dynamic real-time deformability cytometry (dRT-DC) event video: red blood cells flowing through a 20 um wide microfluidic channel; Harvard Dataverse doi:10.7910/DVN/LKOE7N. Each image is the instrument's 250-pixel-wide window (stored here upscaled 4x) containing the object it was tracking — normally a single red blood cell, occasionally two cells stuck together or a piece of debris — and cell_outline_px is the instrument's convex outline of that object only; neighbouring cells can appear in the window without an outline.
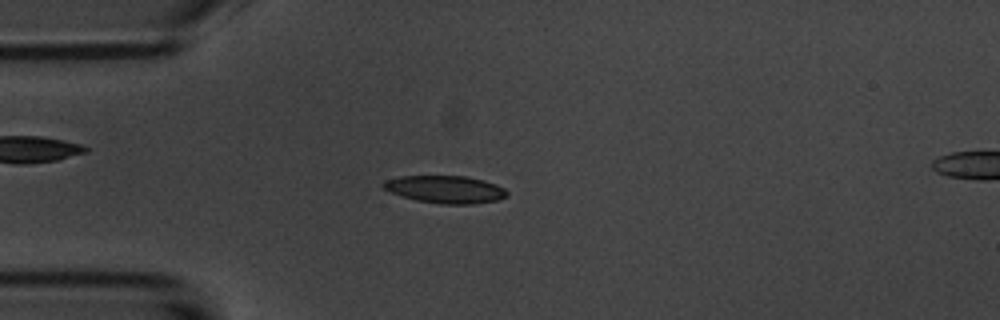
{"species": "common noctule bat (a hibernating species)", "species_latin": "Nyctalus noctula", "temperature_condition": "room temperature", "stored_images_in_passage": 44, "camera_frame_rate_fps": 3000, "um_per_image_px": 0.085, "animal": {"sex": "male", "body_mass_g": 20.1, "forearm_length_mm": 53.5}, "frame": {"image": 1, "passage_image": 13, "time_ms": 4.0, "image_size_px": [1000, 320], "cell_outline_px": [[508, 196], [496, 200], [472, 204], [440, 204], [416, 200], [400, 196], [384, 188], [380, 184], [384, 180], [400, 176], [468, 176], [484, 180], [496, 184], [504, 188], [508, 192]], "centroid_in_image_um": [37.85, 16.09], "position_along_channel_um": 47.1, "area_um2": 19.94}}
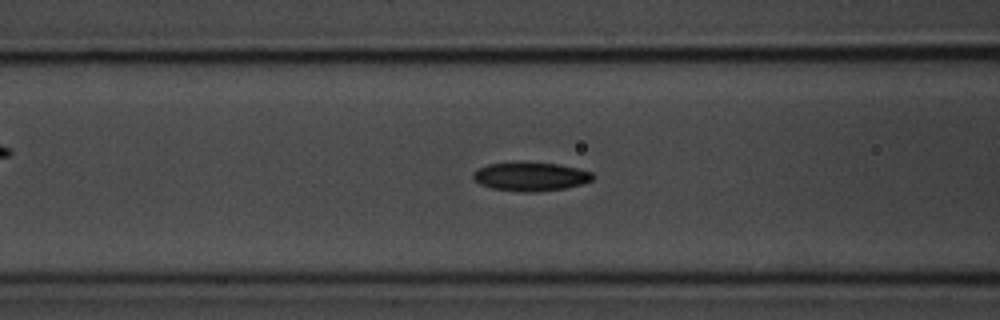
{"frame": {"image": 2, "passage_image": 20, "time_ms": 6.333, "image_size_px": [1000, 320], "cell_outline_px": [[592, 180], [580, 184], [564, 188], [536, 192], [520, 192], [492, 188], [480, 184], [472, 176], [472, 172], [488, 164], [556, 164], [576, 168], [592, 172]], "centroid_in_image_um": [45.08, 15.04], "position_along_channel_um": 121.5, "area_um2": 19.25}}
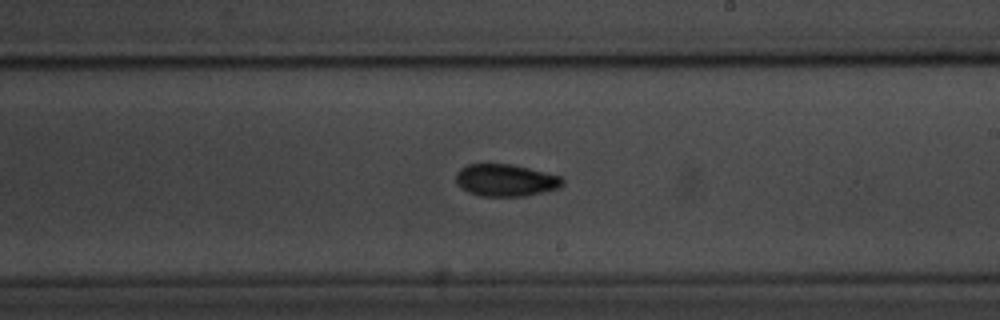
{"frame": {"image": 3, "passage_image": 30, "time_ms": 9.667, "image_size_px": [1000, 320], "cell_outline_px": [[564, 184], [560, 188], [524, 196], [480, 196], [468, 192], [460, 188], [456, 180], [456, 172], [460, 168], [468, 164], [512, 164], [560, 176], [564, 180]], "centroid_in_image_um": [42.96, 15.32], "position_along_channel_um": 246.0, "area_um2": 20.0}, "authors_computed_cell_mechanics": {"area_um2": 19.7676, "velocity_mm_per_s": 3.7373, "shape_relaxation_time_tau1_ms": 3.3419, "shape_relaxation_time_tau2_ms": 4.2701, "deformation_change_tau1": 0.129, "deformation_change_tau2": 0.0917}}